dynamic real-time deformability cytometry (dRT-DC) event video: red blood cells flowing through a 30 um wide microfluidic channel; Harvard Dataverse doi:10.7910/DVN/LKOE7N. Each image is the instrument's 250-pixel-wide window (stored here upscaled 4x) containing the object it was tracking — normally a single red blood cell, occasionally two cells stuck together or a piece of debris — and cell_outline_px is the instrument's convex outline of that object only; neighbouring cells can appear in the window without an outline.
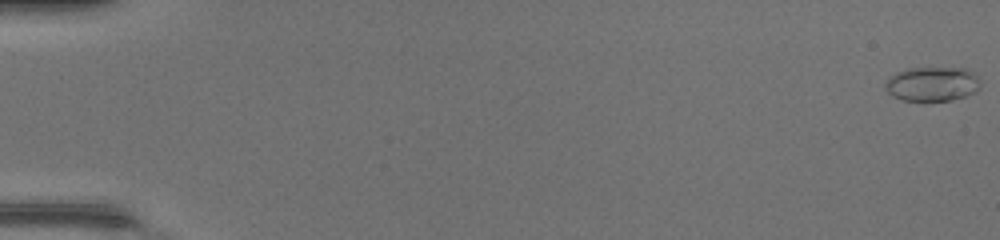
{"species": "common noctule bat (a hibernating species)", "species_latin": "Nyctalus noctula", "temperature_condition": "warm", "stored_images_in_passage": 49, "camera_frame_rate_fps": 3000, "um_per_image_px": 0.085, "animal": {"sex": "female", "body_mass_g": 17.0, "forearm_length_mm": 48.0}, "frame": {"image": 1, "passage_image": 1, "time_ms": 0.0, "image_size_px": [1000, 240], "cell_outline_px": [[980, 88], [976, 92], [952, 100], [924, 104], [900, 100], [892, 96], [884, 88], [884, 84], [888, 76], [896, 72], [908, 68], [968, 68], [976, 72], [980, 76]], "centroid_in_image_um": [79.24, 7.17], "position_along_channel_um": 5.8, "area_um2": 20.23}}
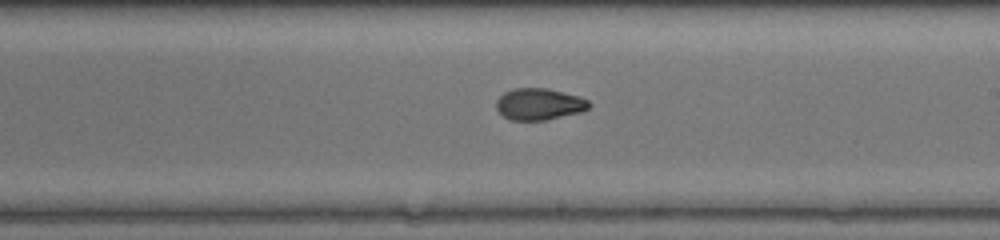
{"frame": {"image": 2, "passage_image": 30, "time_ms": 9.667, "image_size_px": [1000, 240], "cell_outline_px": [[592, 104], [588, 108], [580, 112], [544, 120], [512, 120], [504, 116], [496, 108], [496, 100], [504, 92], [512, 88], [548, 88], [580, 96], [588, 100]], "centroid_in_image_um": [45.83, 8.83], "position_along_channel_um": 243.2, "area_um2": 17.11}}
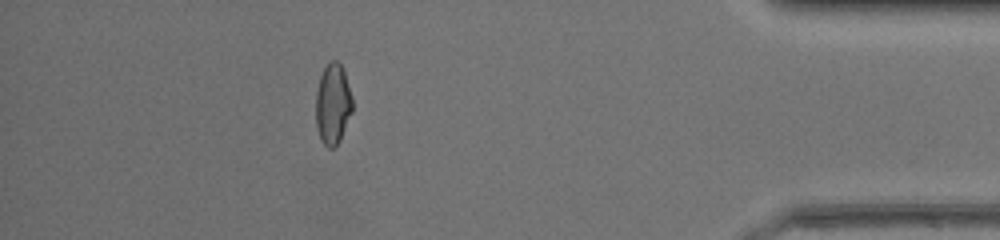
{"frame": {"image": 3, "passage_image": 44, "time_ms": 14.333, "image_size_px": [1000, 240], "cell_outline_px": [[352, 112], [340, 140], [332, 148], [328, 148], [320, 140], [316, 128], [316, 92], [320, 76], [328, 60], [336, 60], [340, 64], [344, 72], [352, 96]], "centroid_in_image_um": [28.28, 8.84], "position_along_channel_um": 406.9, "area_um2": 17.28}, "authors_computed_cell_mechanics": {"area_um2": 17.5134, "velocity_mm_per_s": 4.458, "shape_relaxation_time_tau1_ms": 4.1012, "shape_relaxation_time_tau2_ms": 1.5051, "deformation_change_tau1": 0.1889, "deformation_change_tau2": 0.0607}}